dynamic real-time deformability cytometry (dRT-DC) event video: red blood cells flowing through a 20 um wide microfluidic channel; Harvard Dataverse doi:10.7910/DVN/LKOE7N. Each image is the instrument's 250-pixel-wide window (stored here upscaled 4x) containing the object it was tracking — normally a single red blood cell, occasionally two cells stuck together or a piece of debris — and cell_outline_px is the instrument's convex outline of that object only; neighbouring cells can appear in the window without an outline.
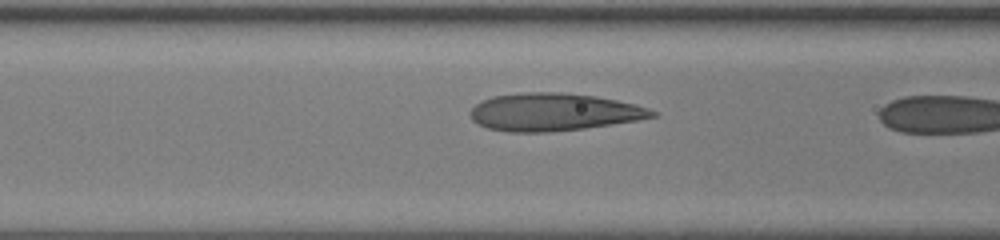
{"species": "human", "species_latin": "Homo sapiens", "temperature_condition": "room temperature", "stored_images_in_passage": 5, "camera_frame_rate_fps": 3000, "um_per_image_px": 0.085, "donor": {"sex": "female"}, "frame": {"image": 1, "passage_image": 3, "time_ms": 0.667, "image_size_px": [1000, 240], "cell_outline_px": [[656, 116], [636, 120], [612, 124], [584, 128], [552, 132], [508, 132], [488, 128], [472, 120], [468, 112], [476, 104], [492, 96], [524, 92], [560, 92], [596, 96], [636, 104], [648, 108], [656, 112]], "centroid_in_image_um": [47.04, 9.52], "position_along_channel_um": 119.6, "area_um2": 39.82}}